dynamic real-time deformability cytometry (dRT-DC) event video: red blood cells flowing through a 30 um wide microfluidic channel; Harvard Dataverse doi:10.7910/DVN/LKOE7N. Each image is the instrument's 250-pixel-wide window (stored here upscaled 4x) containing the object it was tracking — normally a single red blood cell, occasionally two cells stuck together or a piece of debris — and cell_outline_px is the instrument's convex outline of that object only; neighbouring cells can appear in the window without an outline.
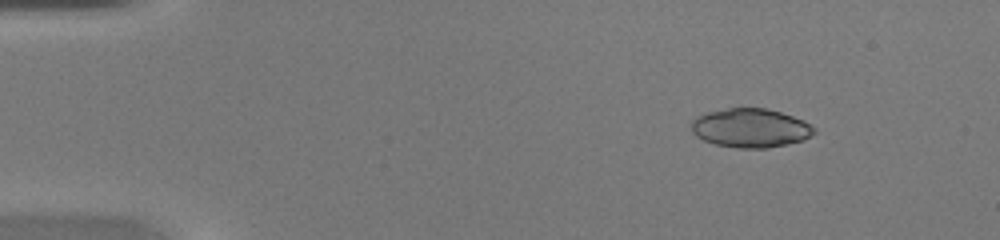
{"species": "common noctule bat (a hibernating species)", "species_latin": "Nyctalus noctula", "temperature_condition": "warm", "stored_images_in_passage": 44, "camera_frame_rate_fps": 3000, "um_per_image_px": 0.085, "animal": {"sex": "female", "body_mass_g": 20.0, "forearm_length_mm": 54.0}, "frame": {"image": 1, "passage_image": 2, "time_ms": 0.333, "image_size_px": [1000, 240], "cell_outline_px": [[816, 132], [804, 140], [788, 144], [768, 148], [736, 148], [716, 144], [704, 140], [696, 136], [692, 132], [692, 120], [696, 116], [708, 112], [728, 108], [764, 108], [780, 112], [804, 120], [816, 128]], "centroid_in_image_um": [63.81, 10.88], "position_along_channel_um": 21.2, "area_um2": 27.92}}